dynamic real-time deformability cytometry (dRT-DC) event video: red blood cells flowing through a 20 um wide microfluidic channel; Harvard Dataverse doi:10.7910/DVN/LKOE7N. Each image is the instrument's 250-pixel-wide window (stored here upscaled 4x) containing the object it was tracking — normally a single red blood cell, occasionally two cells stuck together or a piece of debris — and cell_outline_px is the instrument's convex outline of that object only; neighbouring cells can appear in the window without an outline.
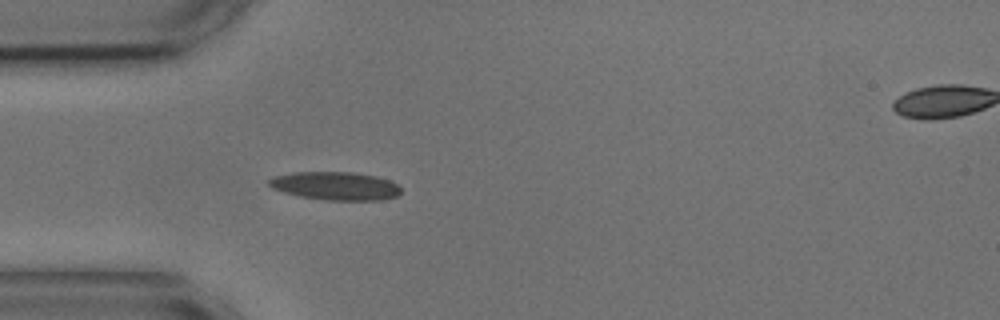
{"species": "common noctule bat (a hibernating species)", "species_latin": "Nyctalus noctula", "temperature_condition": "cold", "stored_images_in_passage": 41, "camera_frame_rate_fps": 3000, "um_per_image_px": 0.085, "animal": {"sex": "male", "body_mass_g": 17.9, "forearm_length_mm": 54.2}, "frame": {"image": 1, "passage_image": 1, "time_ms": 0.0, "image_size_px": [1000, 320], "cell_outline_px": [[400, 192], [396, 196], [384, 200], [324, 200], [300, 196], [284, 192], [272, 188], [268, 184], [268, 180], [276, 176], [292, 172], [352, 172], [376, 176], [388, 180], [396, 184], [400, 188]], "centroid_in_image_um": [28.51, 15.8], "position_along_channel_um": 56.5, "area_um2": 21.62}}
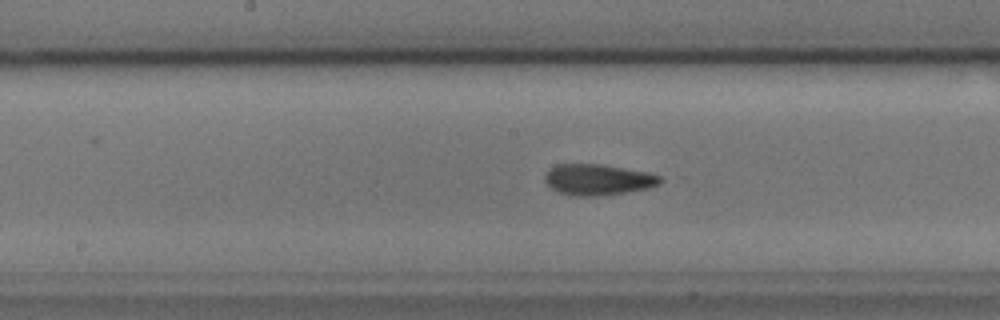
{"frame": {"image": 2, "passage_image": 13, "time_ms": 4.0, "image_size_px": [1000, 320], "cell_outline_px": [[664, 180], [660, 184], [648, 188], [624, 192], [596, 196], [576, 196], [560, 192], [552, 188], [544, 180], [544, 176], [556, 164], [600, 164], [648, 172], [660, 176]], "centroid_in_image_um": [50.85, 15.26], "position_along_channel_um": 197.3, "area_um2": 20.58}}
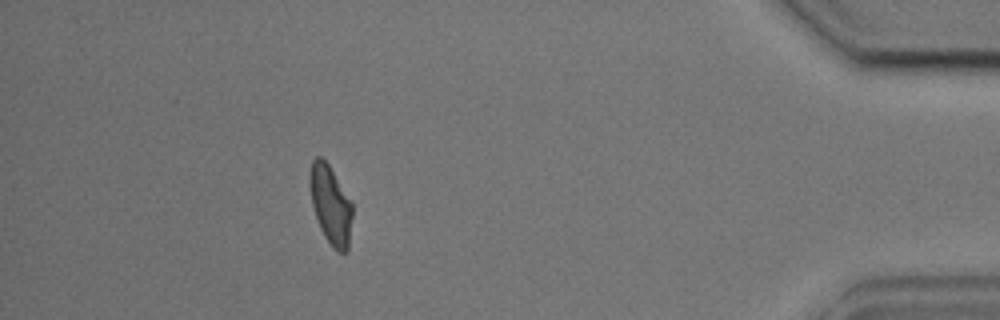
{"frame": {"image": 3, "passage_image": 35, "time_ms": 11.333, "image_size_px": [1000, 320], "cell_outline_px": [[352, 216], [348, 248], [344, 252], [336, 252], [332, 248], [324, 236], [320, 228], [312, 204], [308, 180], [308, 176], [312, 160], [316, 156], [320, 156], [328, 164], [352, 204]], "centroid_in_image_um": [28.07, 17.41], "position_along_channel_um": 407.1, "area_um2": 19.36}, "authors_computed_cell_mechanics": {"area_um2": 20.4034, "velocity_mm_per_s": 3.5937, "shape_relaxation_time_tau1_ms": null, "shape_relaxation_time_tau2_ms": 2.6871, "deformation_change_tau1": null, "deformation_change_tau2": 0.092}}